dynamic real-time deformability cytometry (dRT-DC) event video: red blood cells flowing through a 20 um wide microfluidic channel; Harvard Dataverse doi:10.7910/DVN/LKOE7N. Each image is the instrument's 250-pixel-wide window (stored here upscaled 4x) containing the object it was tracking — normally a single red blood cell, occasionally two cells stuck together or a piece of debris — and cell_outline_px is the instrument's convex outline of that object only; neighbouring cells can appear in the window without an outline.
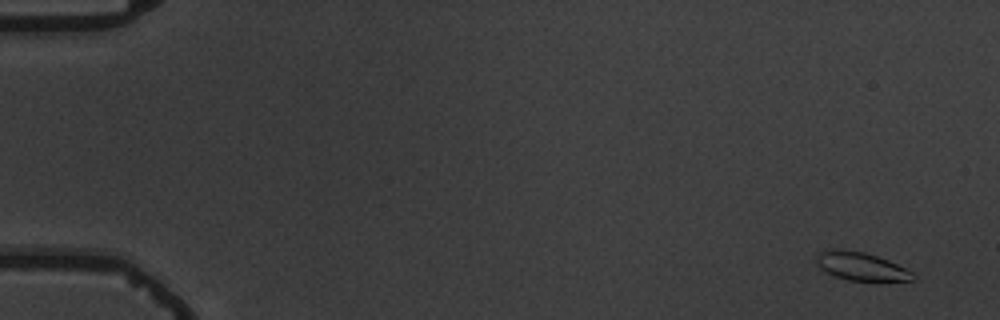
{"species": "common noctule bat (a hibernating species)", "species_latin": "Nyctalus noctula", "temperature_condition": "warm", "stored_images_in_passage": 11, "camera_frame_rate_fps": 3000, "um_per_image_px": 0.085, "animal": {"sex": "male", "body_mass_g": 19.5, "forearm_length_mm": 54.6}, "frame": {"image": 1, "passage_image": 1, "time_ms": 0.0, "image_size_px": [1000, 320], "cell_outline_px": [[916, 280], [848, 280], [824, 272], [816, 264], [816, 256], [820, 252], [832, 248], [864, 252], [888, 260], [912, 272], [916, 276]], "centroid_in_image_um": [73.14, 22.63], "position_along_channel_um": 11.9, "area_um2": 15.66}}
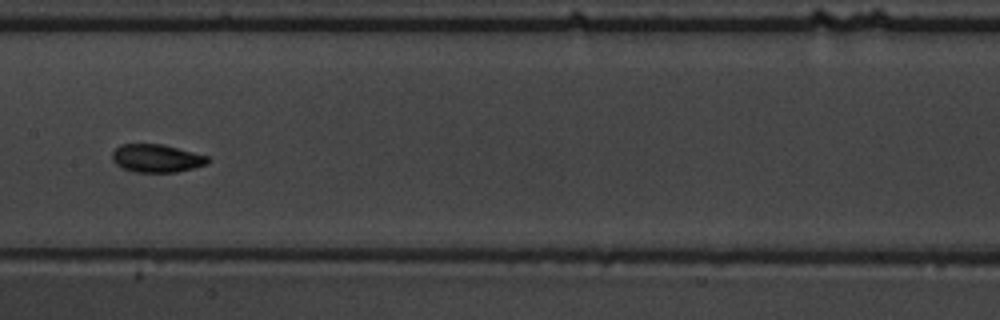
{"frame": {"image": 2, "passage_image": 8, "time_ms": 9.0, "image_size_px": [1000, 320], "cell_outline_px": [[212, 160], [208, 164], [176, 172], [136, 172], [124, 168], [116, 164], [112, 160], [112, 152], [120, 144], [164, 144], [208, 156]], "centroid_in_image_um": [13.33, 13.45], "position_along_channel_um": 194.1, "area_um2": 15.66}}
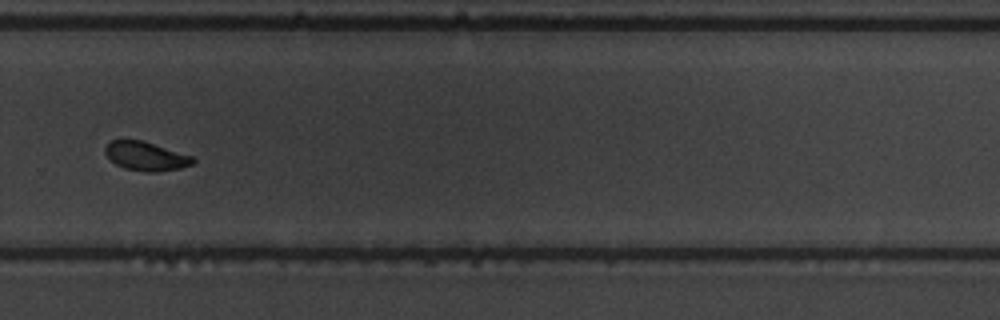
{"frame": {"image": 3, "passage_image": 11, "time_ms": 12.333, "image_size_px": [1000, 320], "cell_outline_px": [[196, 160], [192, 164], [180, 168], [156, 172], [148, 172], [124, 168], [116, 164], [104, 152], [104, 148], [112, 140], [144, 140], [192, 156]], "centroid_in_image_um": [12.41, 13.27], "position_along_channel_um": 317.4, "area_um2": 14.68}}